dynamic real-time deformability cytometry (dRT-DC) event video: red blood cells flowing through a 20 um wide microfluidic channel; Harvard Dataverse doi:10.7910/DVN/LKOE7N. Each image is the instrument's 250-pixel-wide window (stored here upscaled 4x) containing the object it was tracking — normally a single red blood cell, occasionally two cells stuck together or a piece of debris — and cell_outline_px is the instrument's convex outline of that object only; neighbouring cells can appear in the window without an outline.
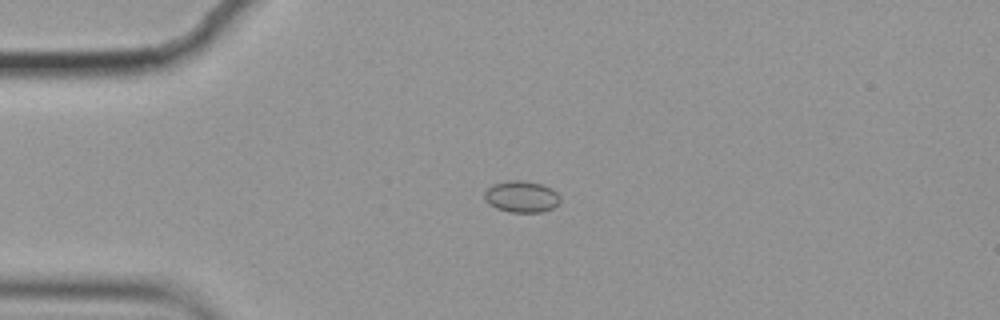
{"species": "common noctule bat (a hibernating species)", "species_latin": "Nyctalus noctula", "temperature_condition": "cold", "stored_images_in_passage": 56, "camera_frame_rate_fps": 3000, "um_per_image_px": 0.085, "animal": {"sex": "female", "body_mass_g": 19.9}, "frame": {"image": 1, "passage_image": 13, "time_ms": 4.0, "image_size_px": [1000, 320], "cell_outline_px": [[560, 200], [552, 208], [540, 212], [508, 212], [496, 208], [488, 204], [484, 196], [484, 192], [488, 188], [496, 184], [508, 180], [520, 180], [540, 184], [552, 188], [556, 192]], "centroid_in_image_um": [44.3, 16.72], "position_along_channel_um": 40.7, "area_um2": 13.7}}
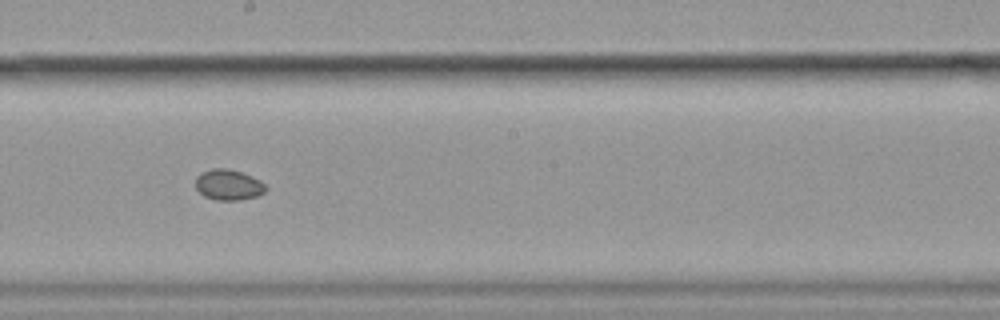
{"frame": {"image": 2, "passage_image": 31, "time_ms": 10.0, "image_size_px": [1000, 320], "cell_outline_px": [[268, 188], [264, 192], [256, 196], [240, 200], [216, 200], [204, 196], [196, 188], [196, 176], [212, 168], [228, 168], [252, 176], [260, 180]], "centroid_in_image_um": [19.43, 15.71], "position_along_channel_um": 228.8, "area_um2": 12.48}}
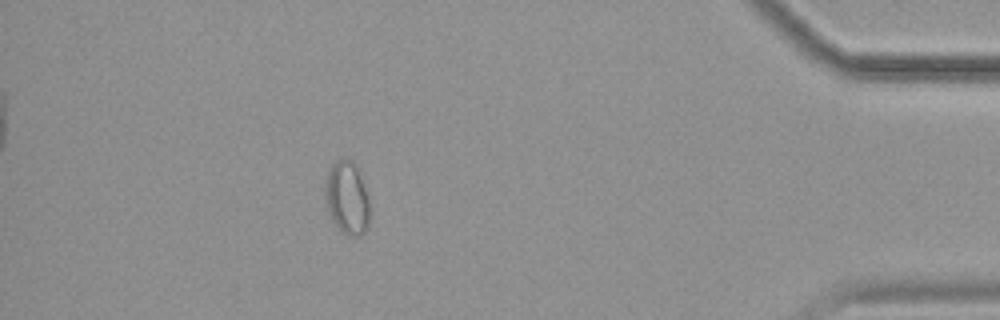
{"frame": {"image": 3, "passage_image": 50, "time_ms": 16.333, "image_size_px": [1000, 320], "cell_outline_px": [[368, 220], [364, 232], [356, 236], [344, 232], [332, 220], [328, 208], [324, 192], [328, 172], [332, 164], [336, 160], [352, 160], [360, 176], [368, 196]], "centroid_in_image_um": [29.48, 16.8], "position_along_channel_um": 405.7, "area_um2": 18.15}, "authors_computed_cell_mechanics": {"area_um2": 12.9761, "velocity_mm_per_s": 3.5348, "shape_relaxation_time_tau1_ms": 0.5173, "shape_relaxation_time_tau2_ms": null, "deformation_change_tau1": 0.1857, "deformation_change_tau2": null}}